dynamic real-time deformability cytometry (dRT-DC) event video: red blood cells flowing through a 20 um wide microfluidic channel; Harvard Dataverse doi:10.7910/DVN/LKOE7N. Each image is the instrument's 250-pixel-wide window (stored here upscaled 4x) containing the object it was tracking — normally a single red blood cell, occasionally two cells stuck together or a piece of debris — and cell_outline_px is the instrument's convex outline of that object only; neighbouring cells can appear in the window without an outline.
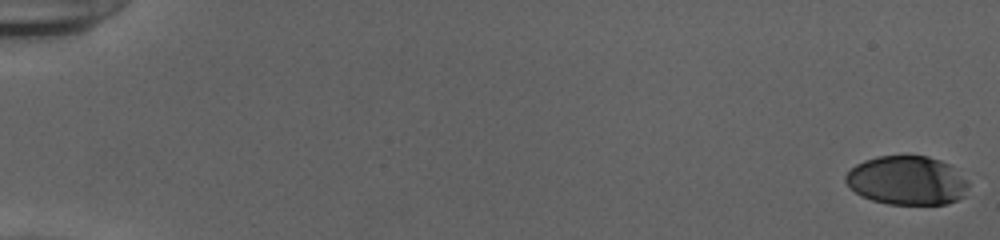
{"species": "human", "species_latin": "Homo sapiens", "temperature_condition": "cold", "stored_images_in_passage": 24, "camera_frame_rate_fps": 3000, "um_per_image_px": 0.085, "donor": {"sex": "female"}, "frame": {"image": 1, "passage_image": 1, "time_ms": 0.0, "image_size_px": [1000, 240], "cell_outline_px": [[968, 184], [964, 196], [948, 204], [888, 204], [872, 200], [860, 196], [844, 180], [844, 176], [856, 164], [864, 160], [876, 156], [928, 156], [940, 160], [948, 164], [968, 180]], "centroid_in_image_um": [77.08, 15.34], "position_along_channel_um": 7.9, "area_um2": 34.97}}
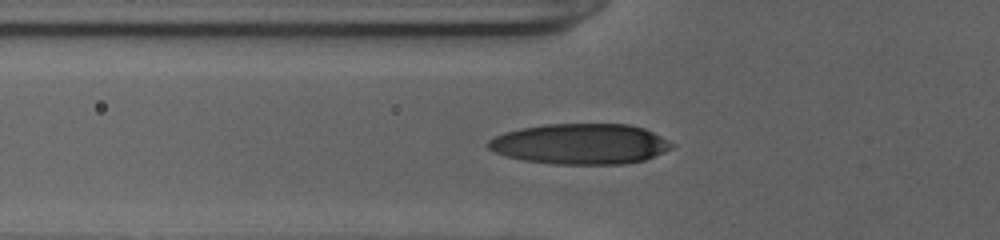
{"frame": {"image": 2, "passage_image": 21, "time_ms": 6.667, "image_size_px": [1000, 240], "cell_outline_px": [[676, 144], [672, 148], [664, 152], [644, 160], [624, 164], [552, 164], [524, 160], [508, 156], [496, 152], [488, 148], [488, 140], [504, 132], [520, 128], [544, 124], [628, 124], [644, 128]], "centroid_in_image_um": [49.35, 12.23], "position_along_channel_um": 76.4, "area_um2": 43.35}}
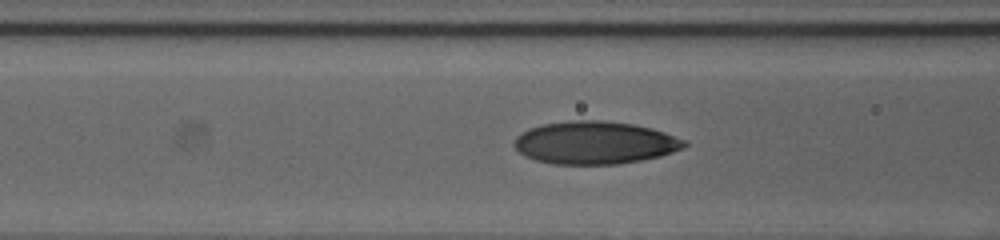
{"frame": {"image": 3, "passage_image": 24, "time_ms": 7.667, "image_size_px": [1000, 240], "cell_outline_px": [[688, 144], [684, 148], [660, 156], [640, 160], [616, 164], [552, 164], [536, 160], [524, 156], [512, 144], [512, 140], [520, 132], [528, 128], [544, 124], [568, 120], [600, 120], [632, 124], [652, 128], [688, 140]], "centroid_in_image_um": [50.54, 12.12], "position_along_channel_um": 116.1, "area_um2": 42.66}}